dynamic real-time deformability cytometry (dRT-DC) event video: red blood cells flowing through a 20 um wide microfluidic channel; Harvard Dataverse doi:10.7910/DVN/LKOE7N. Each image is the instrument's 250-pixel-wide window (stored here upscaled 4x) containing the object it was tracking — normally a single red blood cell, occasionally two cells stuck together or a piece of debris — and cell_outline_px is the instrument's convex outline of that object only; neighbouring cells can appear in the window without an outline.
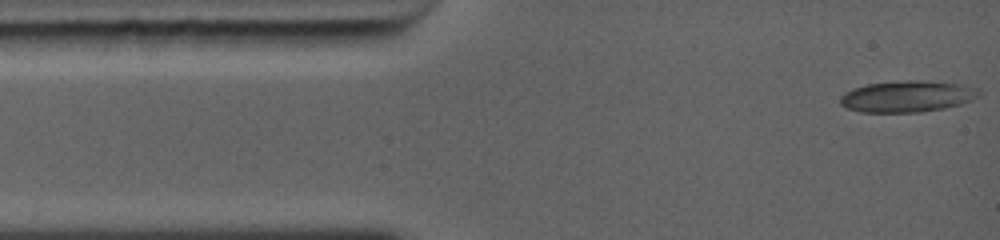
{"species": "common noctule bat (a hibernating species)", "species_latin": "Nyctalus noctula", "temperature_condition": "warm", "stored_images_in_passage": 22, "camera_frame_rate_fps": 5000, "um_per_image_px": 0.085, "animal": {"sex": "female", "body_mass_g": 19.0, "forearm_length_mm": 56.7}, "frame": {"image": 1, "passage_image": 1, "time_ms": 0.0, "image_size_px": [1000, 240], "cell_outline_px": [[980, 96], [972, 100], [960, 104], [944, 108], [920, 112], [860, 112], [848, 108], [840, 104], [840, 96], [844, 92], [852, 88], [864, 84], [896, 80], [920, 80], [964, 84], [976, 88], [980, 92]], "centroid_in_image_um": [77.1, 8.18], "position_along_channel_um": 7.9, "area_um2": 25.72}}
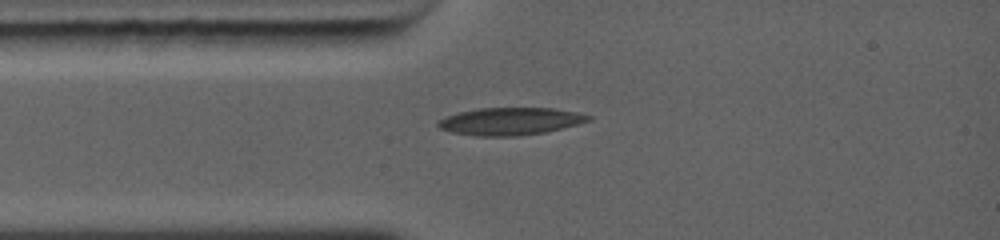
{"frame": {"image": 2, "passage_image": 18, "time_ms": 2.2, "image_size_px": [1000, 240], "cell_outline_px": [[592, 120], [544, 132], [520, 136], [476, 136], [452, 132], [440, 128], [436, 124], [444, 116], [460, 112], [480, 108], [552, 108], [576, 112], [592, 116]], "centroid_in_image_um": [43.36, 10.31], "position_along_channel_um": 41.6, "area_um2": 23.87}}